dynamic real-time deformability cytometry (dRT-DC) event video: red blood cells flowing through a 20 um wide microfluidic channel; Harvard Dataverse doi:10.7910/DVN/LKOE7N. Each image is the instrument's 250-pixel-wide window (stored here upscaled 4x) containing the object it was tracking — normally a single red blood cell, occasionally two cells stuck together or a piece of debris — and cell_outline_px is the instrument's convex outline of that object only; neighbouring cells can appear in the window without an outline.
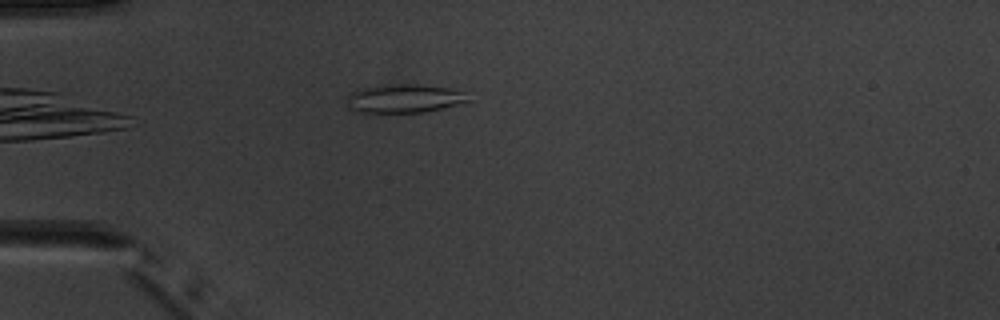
{"species": "common noctule bat (a hibernating species)", "species_latin": "Nyctalus noctula", "temperature_condition": "warm", "stored_images_in_passage": 3, "camera_frame_rate_fps": 3000, "um_per_image_px": 0.085, "animal": {"sex": "male", "body_mass_g": 20.1, "forearm_length_mm": 53.5}, "frame": {"image": 1, "passage_image": 3, "time_ms": 2.333, "image_size_px": [1000, 320], "cell_outline_px": [[472, 100], [464, 104], [424, 112], [360, 112], [348, 108], [344, 100], [352, 92], [360, 88], [384, 84], [416, 84], [452, 88], [460, 92]], "centroid_in_image_um": [34.35, 8.37], "position_along_channel_um": 50.7, "area_um2": 20.46}}